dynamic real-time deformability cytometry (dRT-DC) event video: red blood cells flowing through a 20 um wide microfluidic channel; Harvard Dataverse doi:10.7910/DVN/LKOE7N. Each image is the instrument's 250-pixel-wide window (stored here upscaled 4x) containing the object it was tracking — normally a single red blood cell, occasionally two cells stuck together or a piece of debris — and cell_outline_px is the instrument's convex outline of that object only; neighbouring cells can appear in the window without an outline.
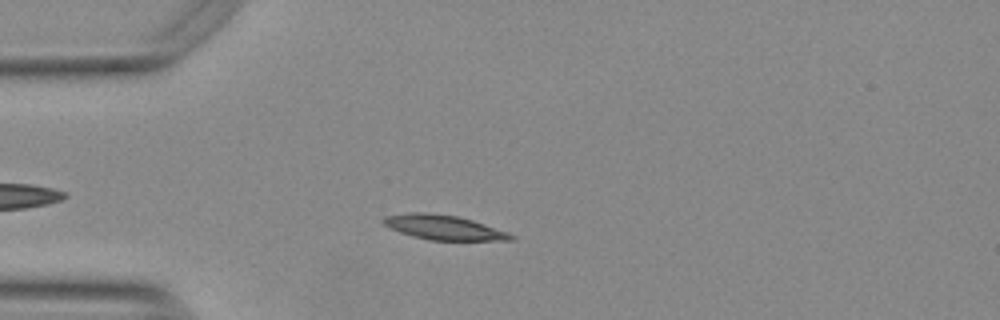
{"species": "Egyptian fruit bat (a non-hibernating species)", "species_latin": "Rousettus aegyptiacus", "temperature_condition": "warm", "stored_images_in_passage": 40, "camera_frame_rate_fps": 3000, "um_per_image_px": 0.085, "animal": {"sex": "female"}, "frame": {"image": 1, "passage_image": 8, "time_ms": 2.333, "image_size_px": [1000, 320], "cell_outline_px": [[516, 240], [428, 240], [412, 236], [400, 232], [384, 224], [380, 220], [384, 216], [412, 212], [424, 212], [456, 216], [472, 220], [508, 232], [516, 236]], "centroid_in_image_um": [37.72, 19.33], "position_along_channel_um": 47.3, "area_um2": 18.21}}
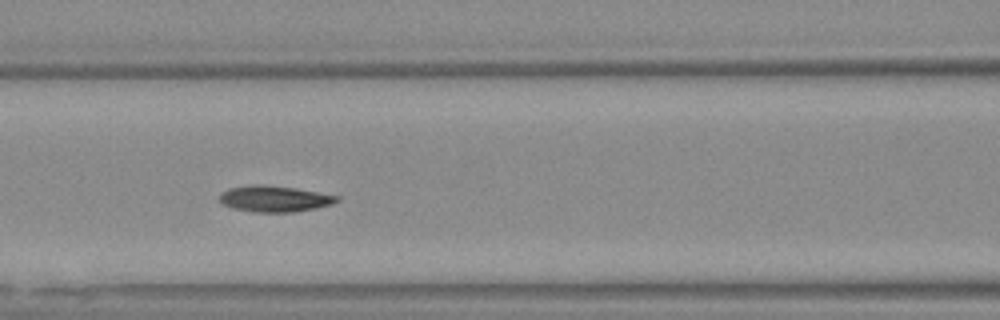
{"frame": {"image": 2, "passage_image": 17, "time_ms": 5.333, "image_size_px": [1000, 320], "cell_outline_px": [[340, 200], [332, 204], [316, 208], [292, 212], [252, 212], [232, 208], [224, 204], [216, 196], [220, 192], [228, 188], [252, 184], [260, 184], [292, 188], [340, 196]], "centroid_in_image_um": [23.28, 16.89], "position_along_channel_um": 143.3, "area_um2": 17.92}}
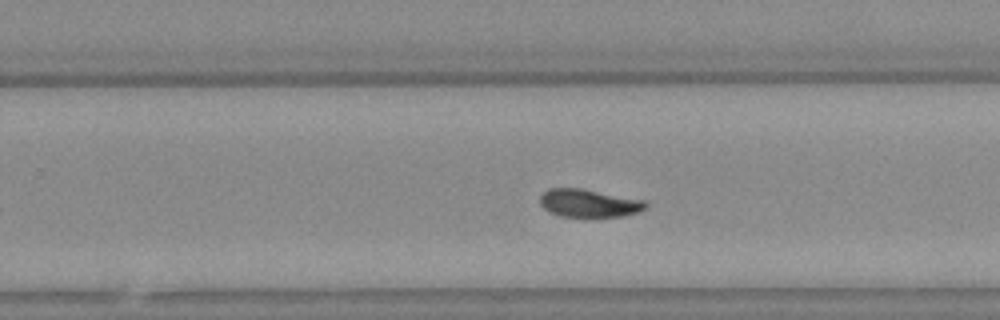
{"frame": {"image": 3, "passage_image": 28, "time_ms": 9.0, "image_size_px": [1000, 320], "cell_outline_px": [[648, 204], [644, 208], [636, 212], [624, 216], [592, 220], [584, 220], [560, 216], [548, 212], [540, 204], [540, 196], [548, 188], [580, 188], [644, 200]], "centroid_in_image_um": [50.02, 17.33], "position_along_channel_um": 279.8, "area_um2": 18.03}}